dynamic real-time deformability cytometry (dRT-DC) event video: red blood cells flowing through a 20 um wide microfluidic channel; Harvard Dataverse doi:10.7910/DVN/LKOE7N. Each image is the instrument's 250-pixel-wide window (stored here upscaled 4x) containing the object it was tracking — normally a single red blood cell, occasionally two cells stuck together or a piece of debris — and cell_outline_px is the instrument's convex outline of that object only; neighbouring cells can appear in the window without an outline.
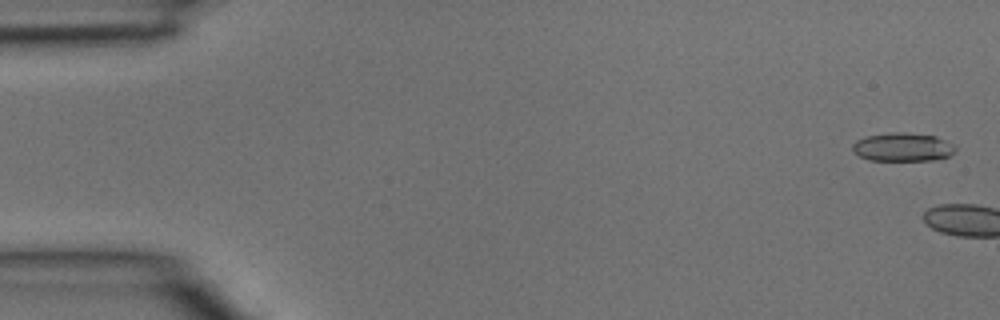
{"species": "common noctule bat (a hibernating species)", "species_latin": "Nyctalus noctula", "temperature_condition": "room temperature", "stored_images_in_passage": 3, "camera_frame_rate_fps": 3000, "um_per_image_px": 0.085, "animal": {"sex": "male", "body_mass_g": 15.6}, "frame": {"image": 1, "passage_image": 1, "time_ms": 0.0, "image_size_px": [1000, 320], "cell_outline_px": [[956, 148], [948, 156], [932, 160], [868, 160], [852, 152], [852, 144], [856, 140], [864, 136], [892, 132], [904, 132], [936, 136], [952, 144]], "centroid_in_image_um": [76.66, 12.49], "position_along_channel_um": 8.3, "area_um2": 17.05}}